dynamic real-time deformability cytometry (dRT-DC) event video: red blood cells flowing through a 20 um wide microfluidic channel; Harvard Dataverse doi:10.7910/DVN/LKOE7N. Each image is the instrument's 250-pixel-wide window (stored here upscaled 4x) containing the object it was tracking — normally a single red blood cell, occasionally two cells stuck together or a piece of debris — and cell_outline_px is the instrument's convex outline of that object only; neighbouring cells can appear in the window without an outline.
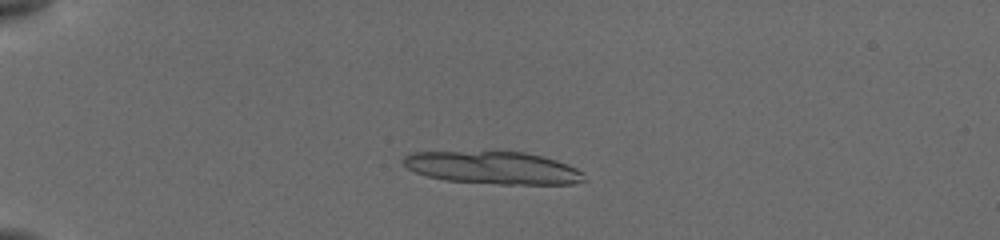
{"species": "common noctule bat (a hibernating species)", "species_latin": "Nyctalus noctula", "temperature_condition": "cold", "stored_images_in_passage": 23, "camera_frame_rate_fps": 3000, "um_per_image_px": 0.085, "animal": {"sex": "female", "body_mass_g": 19.5, "forearm_length_mm": 54.1}, "frame": {"image": 1, "passage_image": 14, "time_ms": 4.667, "image_size_px": [1000, 240], "cell_outline_px": [[588, 180], [572, 184], [500, 184], [444, 180], [428, 176], [416, 172], [408, 168], [404, 164], [404, 156], [408, 152], [524, 152], [556, 160], [568, 164], [584, 172]], "centroid_in_image_um": [41.96, 14.27], "position_along_channel_um": 43.0, "area_um2": 34.22}}